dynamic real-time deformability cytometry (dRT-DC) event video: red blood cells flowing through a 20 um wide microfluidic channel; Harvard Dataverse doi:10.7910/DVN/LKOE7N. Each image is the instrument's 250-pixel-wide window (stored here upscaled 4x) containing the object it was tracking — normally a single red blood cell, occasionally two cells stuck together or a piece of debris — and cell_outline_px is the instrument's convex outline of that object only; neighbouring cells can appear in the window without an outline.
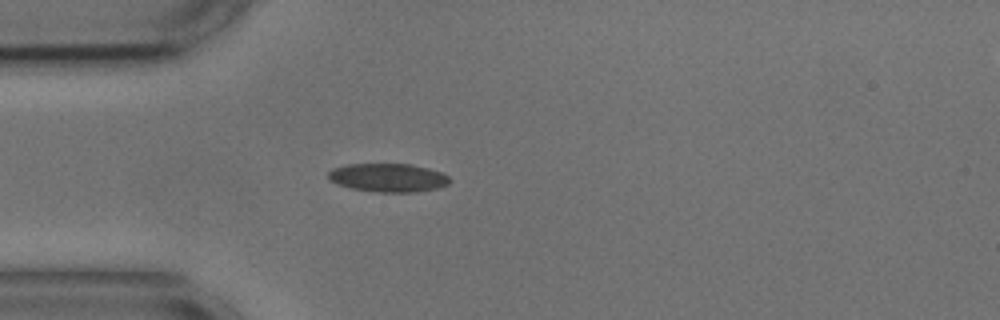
{"species": "common noctule bat (a hibernating species)", "species_latin": "Nyctalus noctula", "temperature_condition": "cold", "stored_images_in_passage": 40, "camera_frame_rate_fps": 3000, "um_per_image_px": 0.085, "animal": {"sex": "male", "body_mass_g": 17.9, "forearm_length_mm": 54.2}, "frame": {"image": 1, "passage_image": 1, "time_ms": 0.0, "image_size_px": [1000, 320], "cell_outline_px": [[452, 180], [448, 184], [436, 188], [416, 192], [376, 192], [352, 188], [336, 184], [328, 180], [328, 172], [332, 168], [348, 164], [408, 164], [428, 168], [440, 172], [448, 176]], "centroid_in_image_um": [32.96, 15.1], "position_along_channel_um": 52.0, "area_um2": 20.17}}
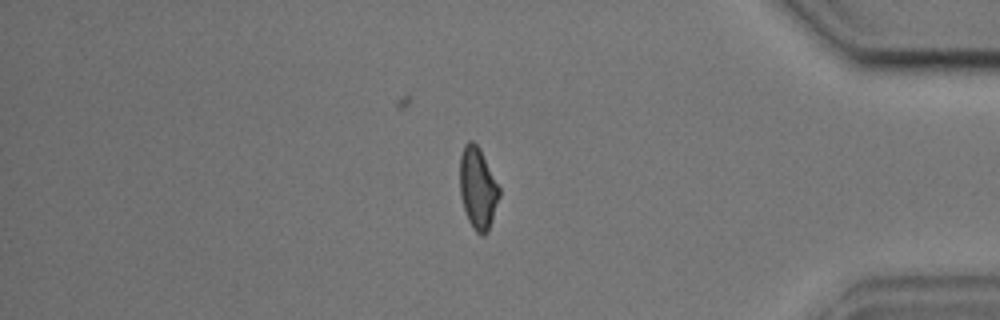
{"frame": {"image": 2, "passage_image": 32, "time_ms": 10.333, "image_size_px": [1000, 320], "cell_outline_px": [[500, 196], [488, 232], [484, 236], [480, 236], [472, 228], [468, 220], [460, 196], [460, 156], [464, 144], [468, 140], [472, 140], [480, 148], [500, 188]], "centroid_in_image_um": [40.61, 16.01], "position_along_channel_um": 394.6, "area_um2": 18.96}}
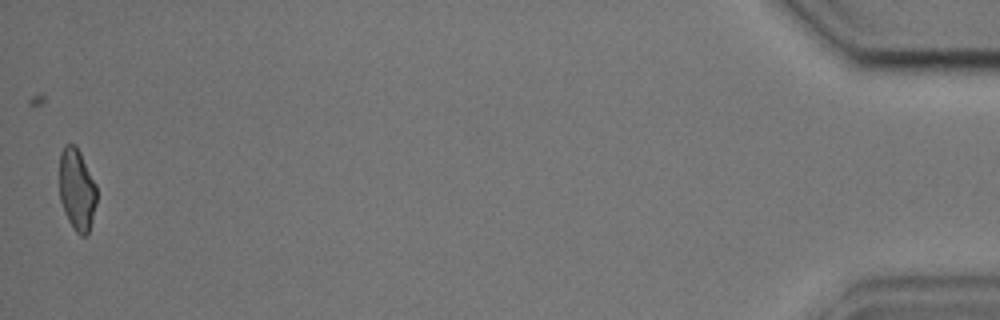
{"frame": {"image": 3, "passage_image": 40, "time_ms": 13.0, "image_size_px": [1000, 320], "cell_outline_px": [[96, 204], [88, 236], [80, 236], [76, 232], [68, 220], [64, 212], [60, 200], [60, 152], [64, 144], [76, 144], [96, 184]], "centroid_in_image_um": [6.53, 16.12], "position_along_channel_um": 428.7, "area_um2": 17.92}, "authors_computed_cell_mechanics": {"area_um2": 19.3919, "velocity_mm_per_s": 3.6766, "shape_relaxation_time_tau1_ms": 3.008, "shape_relaxation_time_tau2_ms": 1.921, "deformation_change_tau1": 0.1017, "deformation_change_tau2": 0.0722}}